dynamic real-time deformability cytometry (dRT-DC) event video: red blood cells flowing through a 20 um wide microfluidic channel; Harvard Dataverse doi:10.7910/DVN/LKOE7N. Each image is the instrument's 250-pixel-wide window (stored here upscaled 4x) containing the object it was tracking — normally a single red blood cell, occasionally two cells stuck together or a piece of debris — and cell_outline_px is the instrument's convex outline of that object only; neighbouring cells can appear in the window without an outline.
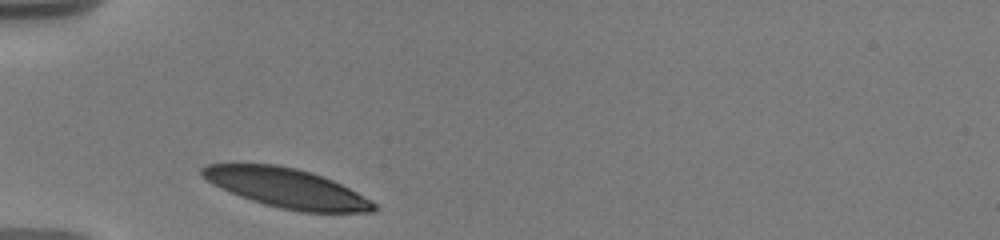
{"species": "human", "species_latin": "Homo sapiens", "temperature_condition": "warm", "stored_images_in_passage": 25, "camera_frame_rate_fps": 3000, "um_per_image_px": 0.085, "donor": {"sex": "male"}, "frame": {"image": 1, "passage_image": 1, "time_ms": 0.0, "image_size_px": [1000, 240], "cell_outline_px": [[380, 208], [376, 212], [300, 212], [280, 208], [264, 204], [240, 196], [212, 184], [200, 176], [200, 168], [208, 164], [276, 164], [296, 168], [312, 172], [332, 180], [372, 200]], "centroid_in_image_um": [24.38, 15.99], "position_along_channel_um": 60.6, "area_um2": 39.42}}
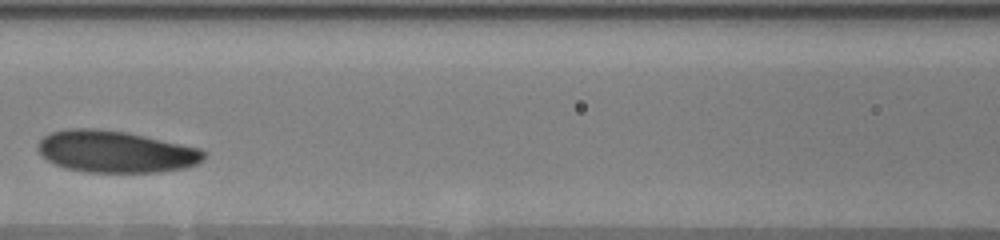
{"frame": {"image": 2, "passage_image": 6, "time_ms": 3.0, "image_size_px": [1000, 240], "cell_outline_px": [[204, 160], [196, 164], [184, 168], [160, 172], [84, 172], [64, 168], [40, 156], [36, 148], [36, 144], [48, 132], [68, 128], [96, 128], [124, 132], [144, 136], [200, 148], [204, 152]], "centroid_in_image_um": [9.76, 12.89], "position_along_channel_um": 156.8, "area_um2": 40.63}}
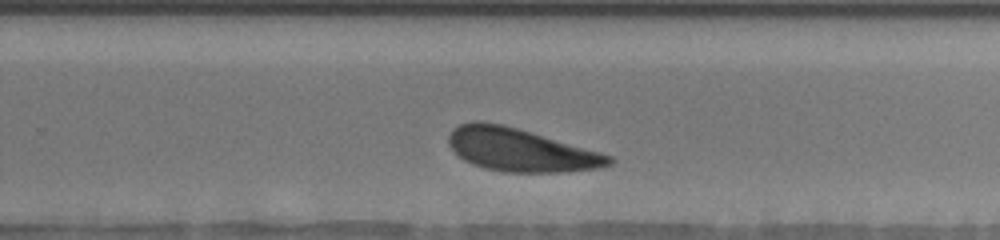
{"frame": {"image": 3, "passage_image": 16, "time_ms": 6.667, "image_size_px": [1000, 240], "cell_outline_px": [[616, 160], [612, 164], [600, 168], [564, 172], [504, 172], [484, 168], [472, 164], [464, 160], [448, 144], [448, 136], [452, 128], [460, 124], [472, 120], [480, 120], [504, 124], [600, 152], [612, 156]], "centroid_in_image_um": [44.23, 12.73], "position_along_channel_um": 285.6, "area_um2": 40.34}, "authors_computed_cell_mechanics": {"area_um2": 40.2866, "velocity_mm_per_s": 3.5242, "shape_relaxation_time_tau1_ms": 2.0546, "shape_relaxation_time_tau2_ms": null, "deformation_change_tau1": 0.0966, "deformation_change_tau2": null}}